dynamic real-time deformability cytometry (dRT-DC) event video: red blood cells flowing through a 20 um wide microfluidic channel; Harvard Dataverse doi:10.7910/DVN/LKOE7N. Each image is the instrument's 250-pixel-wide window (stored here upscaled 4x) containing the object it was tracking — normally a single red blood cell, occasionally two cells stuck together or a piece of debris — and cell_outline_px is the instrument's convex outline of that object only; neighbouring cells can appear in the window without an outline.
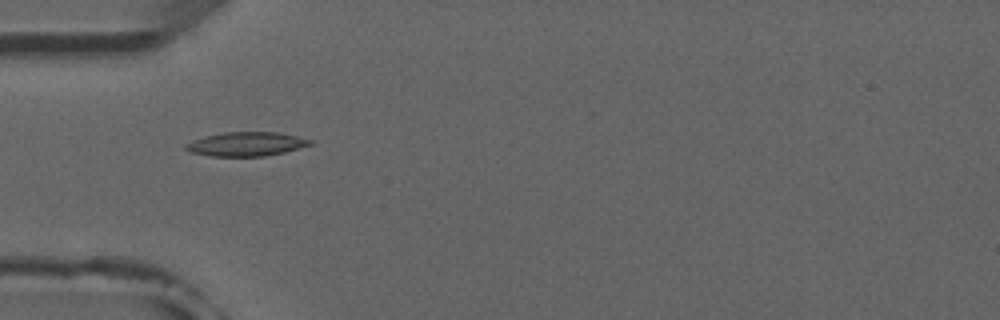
{"species": "common noctule bat (a hibernating species)", "species_latin": "Nyctalus noctula", "temperature_condition": "room temperature", "stored_images_in_passage": 5, "camera_frame_rate_fps": 3000, "um_per_image_px": 0.085, "animal": {"sex": "male", "forearm_length_mm": 52.5}, "frame": {"image": 1, "passage_image": 4, "time_ms": 3.333, "image_size_px": [1000, 320], "cell_outline_px": [[312, 144], [284, 152], [264, 156], [212, 156], [188, 152], [184, 148], [184, 144], [204, 136], [224, 132], [276, 132], [296, 136], [312, 140]], "centroid_in_image_um": [20.88, 12.24], "position_along_channel_um": 64.1, "area_um2": 17.34}}
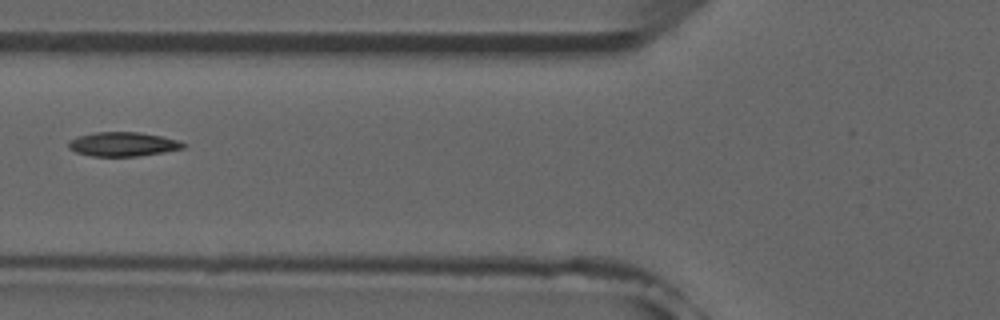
{"frame": {"image": 2, "passage_image": 5, "time_ms": 4.667, "image_size_px": [1000, 320], "cell_outline_px": [[188, 144], [184, 148], [164, 152], [136, 156], [92, 156], [76, 152], [68, 148], [68, 140], [76, 136], [96, 132], [140, 132], [160, 136], [176, 140]], "centroid_in_image_um": [10.42, 12.25], "position_along_channel_um": 115.4, "area_um2": 16.18}}